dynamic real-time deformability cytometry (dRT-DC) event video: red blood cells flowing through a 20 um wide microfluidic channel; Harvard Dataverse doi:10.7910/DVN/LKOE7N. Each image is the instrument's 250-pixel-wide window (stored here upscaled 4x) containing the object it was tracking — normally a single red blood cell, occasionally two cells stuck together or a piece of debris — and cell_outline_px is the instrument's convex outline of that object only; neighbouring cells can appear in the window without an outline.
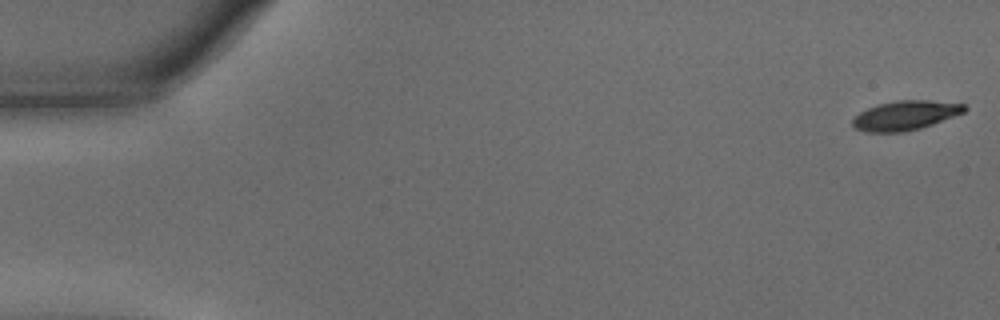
{"species": "common noctule bat (a hibernating species)", "species_latin": "Nyctalus noctula", "temperature_condition": "warm", "stored_images_in_passage": 51, "camera_frame_rate_fps": 3000, "um_per_image_px": 0.085, "animal": {"sex": "male", "body_mass_g": 15.6}, "frame": {"image": 1, "passage_image": 1, "time_ms": 0.0, "image_size_px": [1000, 320], "cell_outline_px": [[968, 108], [964, 112], [932, 124], [920, 128], [904, 132], [864, 132], [856, 128], [852, 124], [852, 120], [860, 112], [868, 108], [880, 104], [896, 100], [928, 100], [964, 104]], "centroid_in_image_um": [76.95, 9.81], "position_along_channel_um": 8.1, "area_um2": 18.96}}
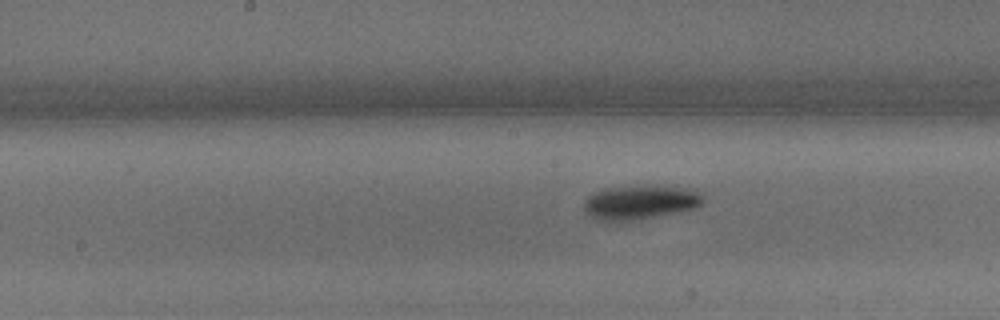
{"frame": {"image": 2, "passage_image": 29, "time_ms": 9.333, "image_size_px": [1000, 320], "cell_outline_px": [[704, 204], [696, 208], [652, 216], [628, 220], [600, 220], [592, 216], [584, 208], [584, 200], [592, 192], [608, 188], [684, 188], [696, 192], [704, 200]], "centroid_in_image_um": [54.37, 17.22], "position_along_channel_um": 193.8, "area_um2": 22.14}}
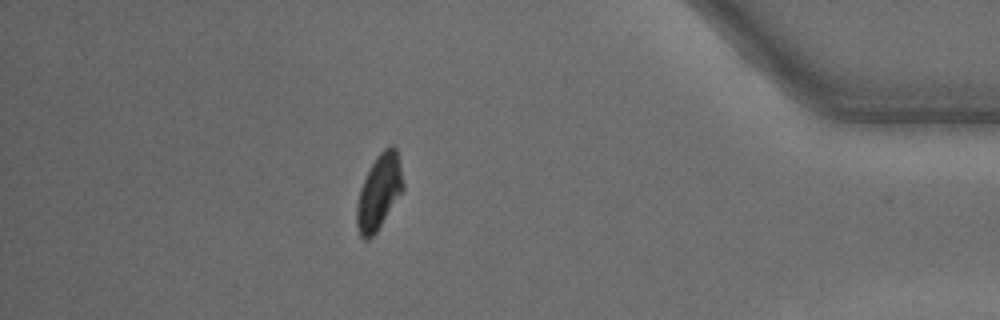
{"frame": {"image": 3, "passage_image": 50, "time_ms": 16.333, "image_size_px": [1000, 320], "cell_outline_px": [[404, 188], [376, 232], [368, 240], [364, 240], [360, 236], [356, 224], [356, 204], [360, 188], [376, 156], [384, 148], [392, 144], [396, 148], [400, 164], [404, 184]], "centroid_in_image_um": [32.21, 16.32], "position_along_channel_um": 403.0, "area_um2": 20.06}, "authors_computed_cell_mechanics": {"area_um2": 21.4438, "velocity_mm_per_s": 3.5707, "shape_relaxation_time_tau1_ms": 2.9422, "shape_relaxation_time_tau2_ms": null, "deformation_change_tau1": 0.1509, "deformation_change_tau2": null}}